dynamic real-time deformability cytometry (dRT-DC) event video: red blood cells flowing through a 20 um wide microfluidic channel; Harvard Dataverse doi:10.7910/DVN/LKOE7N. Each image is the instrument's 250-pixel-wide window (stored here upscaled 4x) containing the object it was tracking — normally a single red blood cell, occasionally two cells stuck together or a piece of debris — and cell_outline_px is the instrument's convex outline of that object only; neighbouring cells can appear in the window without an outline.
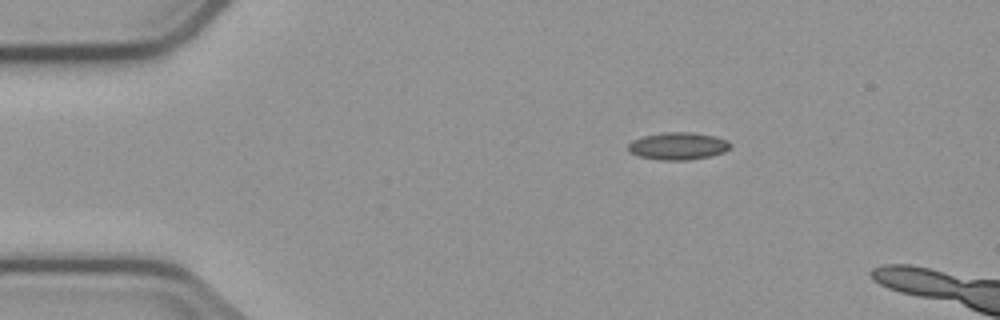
{"species": "common noctule bat (a hibernating species)", "species_latin": "Nyctalus noctula", "temperature_condition": "cold", "stored_images_in_passage": 3, "camera_frame_rate_fps": 3000, "um_per_image_px": 0.085, "animal": {"sex": "male", "body_mass_g": 23.1, "forearm_length_mm": 52.7}, "frame": {"image": 1, "passage_image": 1, "time_ms": 0.0, "image_size_px": [1000, 320], "cell_outline_px": [[732, 144], [724, 152], [712, 156], [688, 160], [660, 160], [640, 156], [628, 152], [628, 144], [632, 140], [644, 136], [664, 132], [692, 132], [712, 136], [728, 140]], "centroid_in_image_um": [57.63, 12.41], "position_along_channel_um": 27.4, "area_um2": 16.3}}